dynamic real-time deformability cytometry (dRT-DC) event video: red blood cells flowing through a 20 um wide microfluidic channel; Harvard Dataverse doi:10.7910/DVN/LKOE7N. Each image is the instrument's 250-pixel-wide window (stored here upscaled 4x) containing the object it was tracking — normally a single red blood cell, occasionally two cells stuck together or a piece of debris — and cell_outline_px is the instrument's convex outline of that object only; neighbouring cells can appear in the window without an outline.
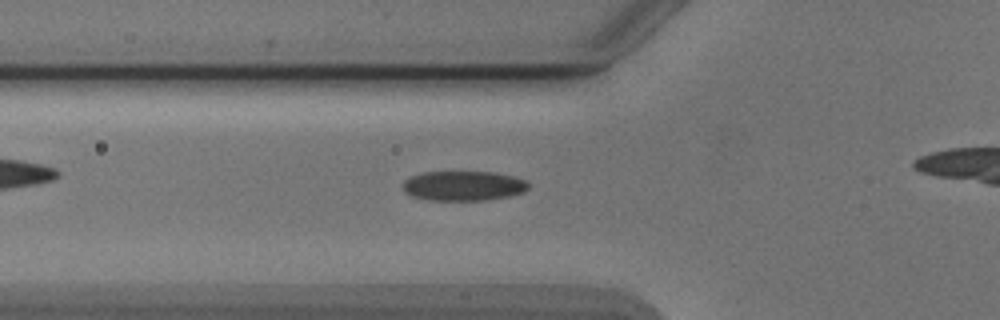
{"species": "Egyptian fruit bat (a non-hibernating species)", "species_latin": "Rousettus aegyptiacus", "temperature_condition": "cold", "stored_images_in_passage": 46, "camera_frame_rate_fps": 3000, "um_per_image_px": 0.085, "animal": {"sex": "male"}, "frame": {"image": 1, "passage_image": 19, "time_ms": 6.0, "image_size_px": [1000, 320], "cell_outline_px": [[528, 188], [524, 192], [512, 196], [488, 200], [428, 200], [412, 196], [404, 192], [404, 180], [408, 176], [420, 172], [492, 172], [516, 176], [528, 180]], "centroid_in_image_um": [39.42, 15.79], "position_along_channel_um": 86.4, "area_um2": 22.14}}
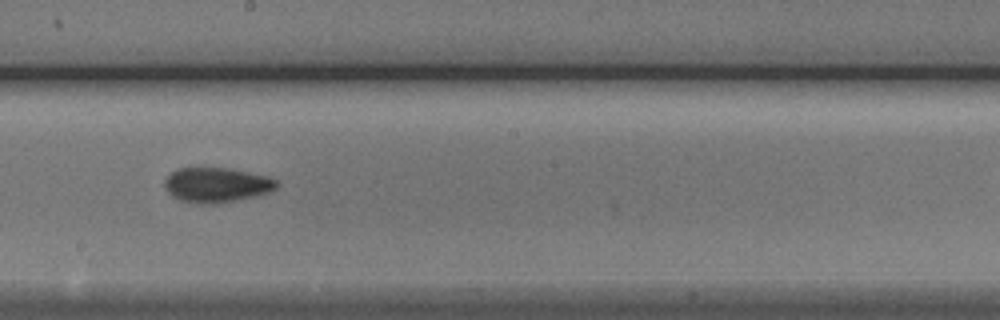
{"frame": {"image": 2, "passage_image": 30, "time_ms": 9.667, "image_size_px": [1000, 320], "cell_outline_px": [[276, 188], [268, 192], [236, 200], [216, 204], [196, 204], [180, 200], [172, 196], [168, 192], [164, 184], [164, 180], [172, 172], [180, 168], [228, 168], [264, 176], [276, 180]], "centroid_in_image_um": [18.34, 15.73], "position_along_channel_um": 229.9, "area_um2": 22.37}}
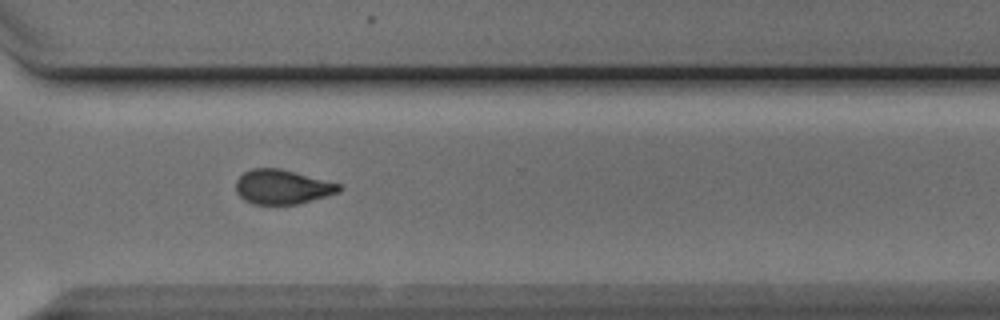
{"frame": {"image": 3, "passage_image": 39, "time_ms": 12.667, "image_size_px": [1000, 320], "cell_outline_px": [[344, 188], [340, 192], [296, 204], [252, 204], [244, 200], [236, 192], [236, 180], [244, 172], [252, 168], [280, 168], [340, 184]], "centroid_in_image_um": [23.98, 15.88], "position_along_channel_um": 346.6, "area_um2": 20.63}, "authors_computed_cell_mechanics": {"area_um2": 21.3571, "velocity_mm_per_s": 3.9018, "shape_relaxation_time_tau1_ms": 3.574, "shape_relaxation_time_tau2_ms": 3.5151, "deformation_change_tau1": 0.1168, "deformation_change_tau2": 0.0885}}